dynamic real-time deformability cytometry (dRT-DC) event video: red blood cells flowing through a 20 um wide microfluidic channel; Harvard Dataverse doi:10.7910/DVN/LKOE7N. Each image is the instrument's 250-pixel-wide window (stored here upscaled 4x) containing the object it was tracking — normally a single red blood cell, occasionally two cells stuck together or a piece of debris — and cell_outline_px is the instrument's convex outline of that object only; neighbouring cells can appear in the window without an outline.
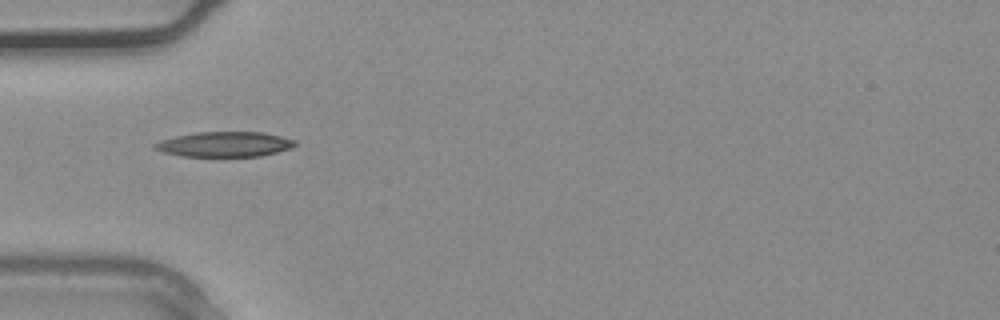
{"species": "common noctule bat (a hibernating species)", "species_latin": "Nyctalus noctula", "temperature_condition": "warm", "stored_images_in_passage": 1, "camera_frame_rate_fps": 3000, "um_per_image_px": 0.085, "animal": {"sex": "male", "body_mass_g": 20.4}, "frame": {"image": 1, "passage_image": 1, "time_ms": 0.0, "image_size_px": [1000, 320], "cell_outline_px": [[296, 144], [292, 148], [260, 156], [184, 156], [164, 152], [152, 148], [152, 144], [160, 140], [176, 136], [196, 132], [260, 132], [280, 136], [296, 140]], "centroid_in_image_um": [19.07, 12.26], "position_along_channel_um": 65.9, "area_um2": 20.4}}